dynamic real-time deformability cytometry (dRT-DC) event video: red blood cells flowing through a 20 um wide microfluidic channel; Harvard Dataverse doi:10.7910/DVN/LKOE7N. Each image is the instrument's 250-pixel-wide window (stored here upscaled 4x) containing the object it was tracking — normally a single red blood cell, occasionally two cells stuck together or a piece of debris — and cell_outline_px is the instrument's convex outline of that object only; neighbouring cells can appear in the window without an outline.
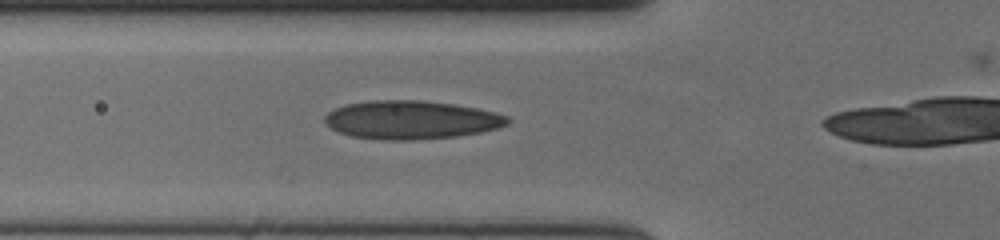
{"species": "human", "species_latin": "Homo sapiens", "temperature_condition": "cold", "stored_images_in_passage": 41, "camera_frame_rate_fps": 3000, "um_per_image_px": 0.085, "donor": {"sex": "female"}, "frame": {"image": 1, "passage_image": 15, "time_ms": 4.667, "image_size_px": [1000, 240], "cell_outline_px": [[508, 124], [496, 128], [480, 132], [456, 136], [412, 140], [384, 140], [352, 136], [336, 132], [324, 120], [324, 116], [328, 112], [344, 104], [372, 100], [424, 100], [452, 104], [476, 108], [496, 112], [508, 116]], "centroid_in_image_um": [34.92, 10.18], "position_along_channel_um": 90.9, "area_um2": 40.92}}
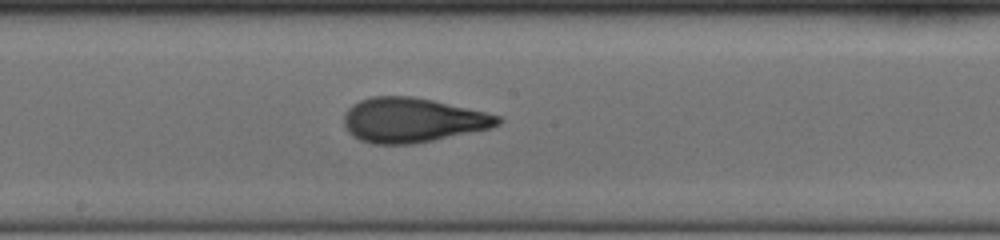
{"frame": {"image": 2, "passage_image": 25, "time_ms": 8.0, "image_size_px": [1000, 240], "cell_outline_px": [[504, 120], [500, 124], [488, 128], [432, 140], [412, 144], [372, 144], [360, 140], [352, 136], [348, 132], [344, 124], [344, 112], [352, 104], [360, 100], [372, 96], [412, 96], [432, 100], [484, 112], [500, 116]], "centroid_in_image_um": [34.99, 10.2], "position_along_channel_um": 213.2, "area_um2": 39.71}}
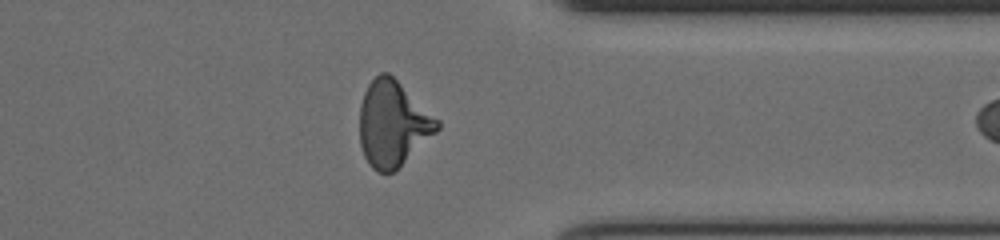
{"frame": {"image": 3, "passage_image": 39, "time_ms": 12.667, "image_size_px": [1000, 240], "cell_outline_px": [[440, 128], [436, 132], [392, 172], [376, 172], [368, 164], [364, 156], [360, 144], [360, 104], [364, 92], [368, 84], [380, 72], [388, 72], [440, 120]], "centroid_in_image_um": [33.37, 10.5], "position_along_channel_um": 378.0, "area_um2": 38.26}}